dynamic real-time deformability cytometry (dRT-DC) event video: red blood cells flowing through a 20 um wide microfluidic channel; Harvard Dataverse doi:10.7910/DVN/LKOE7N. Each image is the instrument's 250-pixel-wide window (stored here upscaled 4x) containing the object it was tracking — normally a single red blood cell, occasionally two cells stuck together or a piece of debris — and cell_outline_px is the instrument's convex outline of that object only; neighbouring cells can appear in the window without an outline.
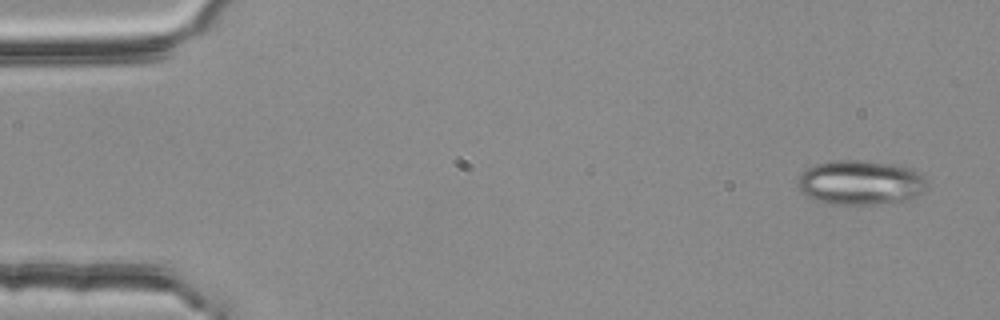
{"species": "common noctule bat (a hibernating species)", "species_latin": "Nyctalus noctula", "temperature_condition": "room temperature", "stored_images_in_passage": 3, "camera_frame_rate_fps": 3000, "um_per_image_px": 0.085, "animal": {"sex": "female", "body_mass_g": 25.1}, "frame": {"image": 1, "passage_image": 1, "time_ms": 0.0, "image_size_px": [1000, 320], "cell_outline_px": [[928, 184], [924, 192], [912, 200], [872, 204], [832, 204], [816, 200], [808, 196], [800, 188], [796, 180], [804, 168], [816, 164], [840, 160], [856, 160], [896, 164], [908, 168], [924, 176]], "centroid_in_image_um": [73.17, 15.52], "position_along_channel_um": 11.8, "area_um2": 33.64}}